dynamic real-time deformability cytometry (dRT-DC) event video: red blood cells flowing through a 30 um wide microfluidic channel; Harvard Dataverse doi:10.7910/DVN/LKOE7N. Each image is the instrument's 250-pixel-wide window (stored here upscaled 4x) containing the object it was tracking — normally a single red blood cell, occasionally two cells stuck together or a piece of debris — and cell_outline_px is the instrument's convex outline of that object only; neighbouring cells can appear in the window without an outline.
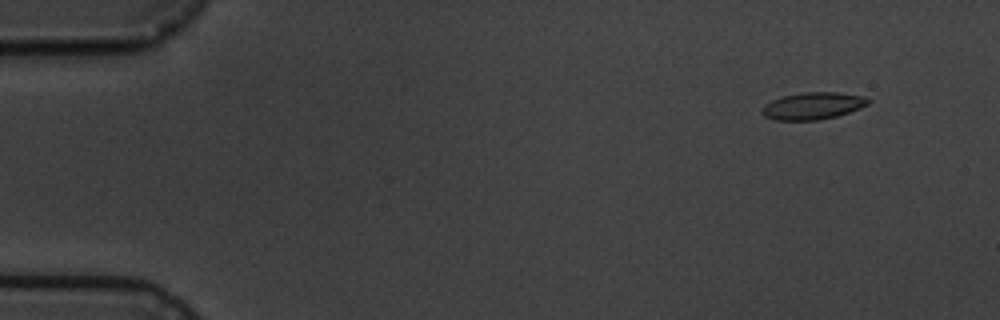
{"species": "common noctule bat (a hibernating species)", "species_latin": "Nyctalus noctula", "temperature_condition": "cold", "stored_images_in_passage": 10, "camera_frame_rate_fps": 3000, "um_per_image_px": 0.085, "animal": {"sex": "male", "body_mass_g": 19.5, "forearm_length_mm": 54.6}, "frame": {"image": 1, "passage_image": 2, "time_ms": 1.333, "image_size_px": [1000, 320], "cell_outline_px": [[872, 100], [868, 104], [860, 108], [836, 116], [820, 120], [776, 120], [764, 116], [760, 112], [760, 108], [764, 104], [780, 96], [804, 92], [836, 92], [864, 96]], "centroid_in_image_um": [69.06, 8.99], "position_along_channel_um": 15.9, "area_um2": 16.94}}
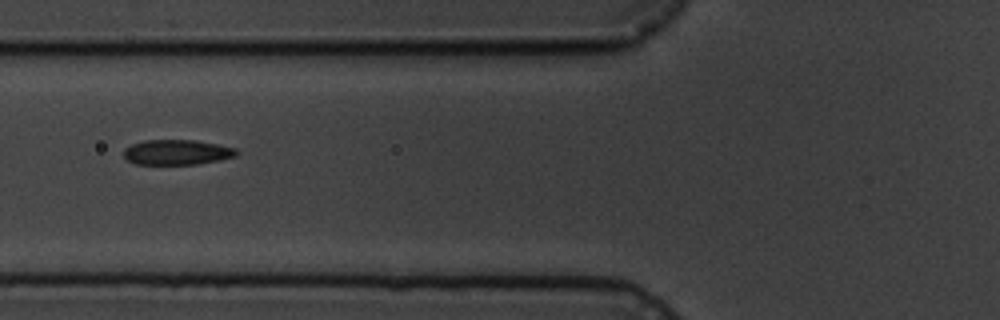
{"frame": {"image": 2, "passage_image": 7, "time_ms": 7.0, "image_size_px": [1000, 320], "cell_outline_px": [[240, 152], [236, 156], [220, 160], [196, 164], [136, 164], [128, 160], [124, 156], [124, 148], [132, 144], [144, 140], [196, 140], [236, 148]], "centroid_in_image_um": [15.06, 12.94], "position_along_channel_um": 110.7, "area_um2": 16.53}}
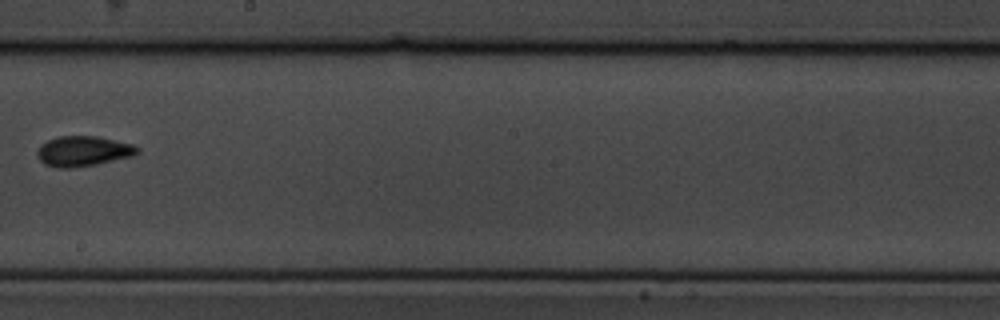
{"frame": {"image": 3, "passage_image": 10, "time_ms": 10.667, "image_size_px": [1000, 320], "cell_outline_px": [[140, 152], [132, 156], [96, 164], [72, 168], [60, 168], [44, 164], [36, 156], [36, 152], [48, 140], [60, 136], [96, 136], [132, 144], [140, 148]], "centroid_in_image_um": [7.08, 12.85], "position_along_channel_um": 241.1, "area_um2": 17.46}}